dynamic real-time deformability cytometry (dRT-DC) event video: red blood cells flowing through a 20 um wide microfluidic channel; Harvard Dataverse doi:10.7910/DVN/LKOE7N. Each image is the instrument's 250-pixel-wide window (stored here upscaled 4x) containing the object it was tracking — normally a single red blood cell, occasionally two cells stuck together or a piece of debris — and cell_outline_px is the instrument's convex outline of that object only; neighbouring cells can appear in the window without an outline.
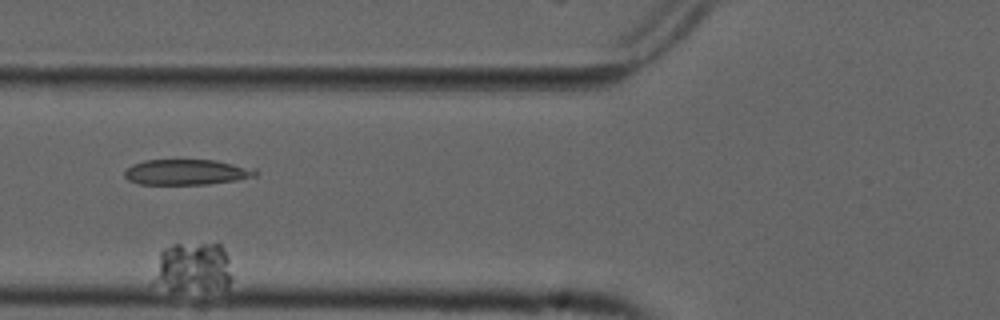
{"species": "common noctule bat (a hibernating species)", "species_latin": "Nyctalus noctula", "temperature_condition": "cold", "stored_images_in_passage": 15, "camera_frame_rate_fps": 3000, "um_per_image_px": 0.085, "animal": {"sex": "male", "forearm_length_mm": 52.5}, "frame": {"image": 1, "passage_image": 5, "time_ms": 1.333, "image_size_px": [1000, 320], "cell_outline_px": [[232, 276], [228, 288], [168, 288], [152, 280], [160, 252], [164, 248], [172, 244], [220, 244], [224, 248], [228, 256]], "centroid_in_image_um": [16.44, 22.68], "position_along_channel_um": 109.4, "area_um2": 22.31}}
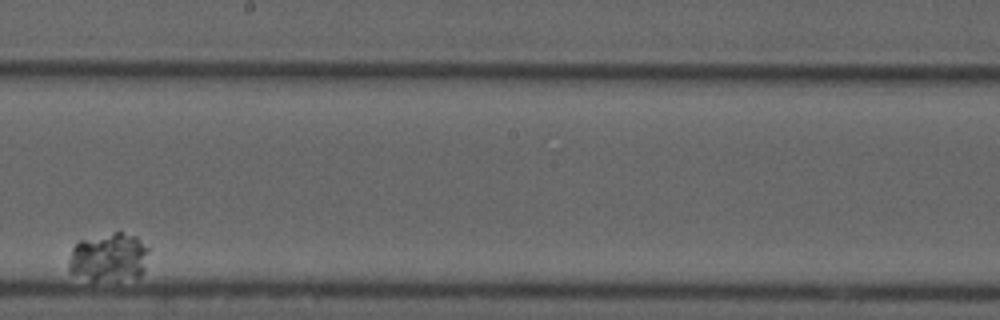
{"frame": {"image": 2, "passage_image": 11, "time_ms": 3.333, "image_size_px": [1000, 320], "cell_outline_px": [[148, 252], [144, 272], [140, 276], [116, 280], [92, 280], [68, 272], [68, 264], [72, 248], [80, 240], [116, 232], [120, 232], [136, 236], [148, 248]], "centroid_in_image_um": [9.25, 21.87], "position_along_channel_um": 239.0, "area_um2": 22.48}}
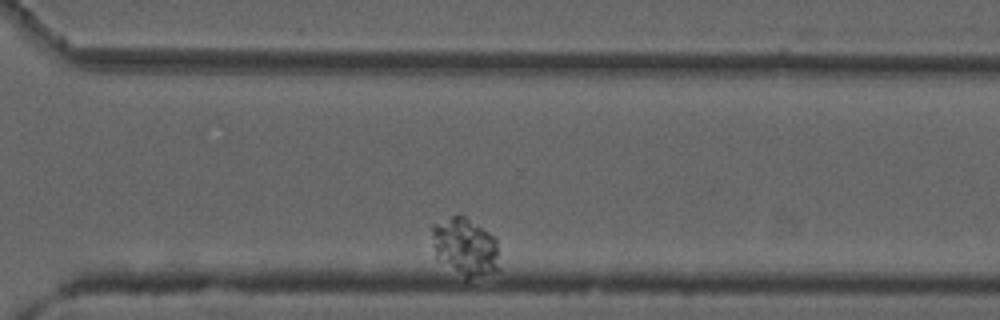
{"frame": {"image": 3, "passage_image": 14, "time_ms": 4.333, "image_size_px": [1000, 320], "cell_outline_px": [[500, 272], [472, 276], [464, 276], [436, 260], [432, 244], [432, 224], [452, 216], [464, 216], [488, 232], [496, 240], [500, 268]], "centroid_in_image_um": [39.52, 20.99], "position_along_channel_um": 331.1, "area_um2": 22.54}}